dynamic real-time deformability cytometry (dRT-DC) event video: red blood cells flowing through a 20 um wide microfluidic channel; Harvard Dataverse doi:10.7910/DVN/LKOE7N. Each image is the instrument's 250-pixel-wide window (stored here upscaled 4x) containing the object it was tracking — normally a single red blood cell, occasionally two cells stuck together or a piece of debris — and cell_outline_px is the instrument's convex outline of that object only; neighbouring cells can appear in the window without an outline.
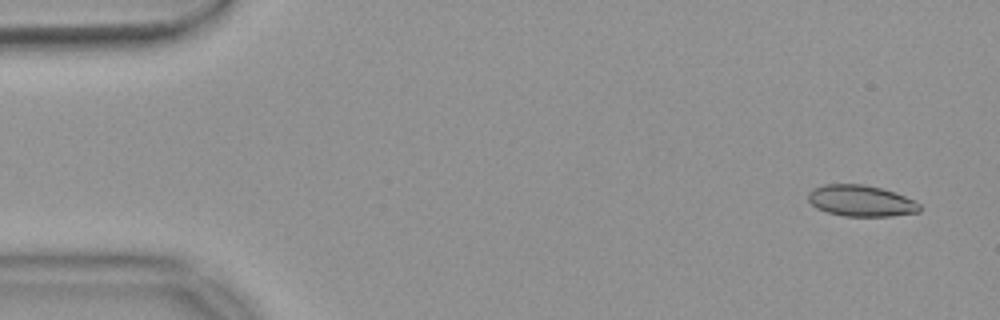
{"species": "common noctule bat (a hibernating species)", "species_latin": "Nyctalus noctula", "temperature_condition": "warm", "stored_images_in_passage": 53, "camera_frame_rate_fps": 3000, "um_per_image_px": 0.085, "animal": {"sex": "female", "body_mass_g": 18.4}, "frame": {"image": 1, "passage_image": 2, "time_ms": 0.333, "image_size_px": [1000, 320], "cell_outline_px": [[920, 212], [892, 216], [844, 216], [828, 212], [816, 208], [808, 200], [808, 192], [812, 188], [824, 184], [864, 184], [880, 188], [904, 196], [920, 204]], "centroid_in_image_um": [73.15, 17.07], "position_along_channel_um": 11.9, "area_um2": 20.23}}
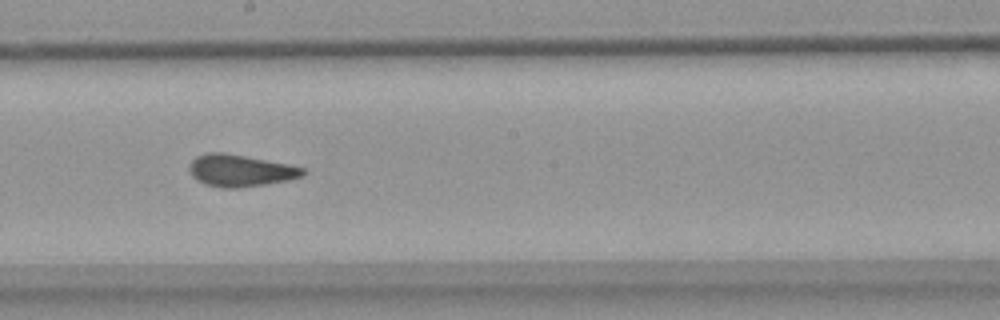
{"frame": {"image": 2, "passage_image": 29, "time_ms": 9.333, "image_size_px": [1000, 320], "cell_outline_px": [[308, 172], [304, 176], [288, 180], [264, 184], [236, 188], [220, 188], [204, 184], [196, 180], [188, 172], [188, 164], [196, 156], [208, 152], [224, 152], [288, 164], [304, 168]], "centroid_in_image_um": [20.39, 14.5], "position_along_channel_um": 227.8, "area_um2": 21.39}}
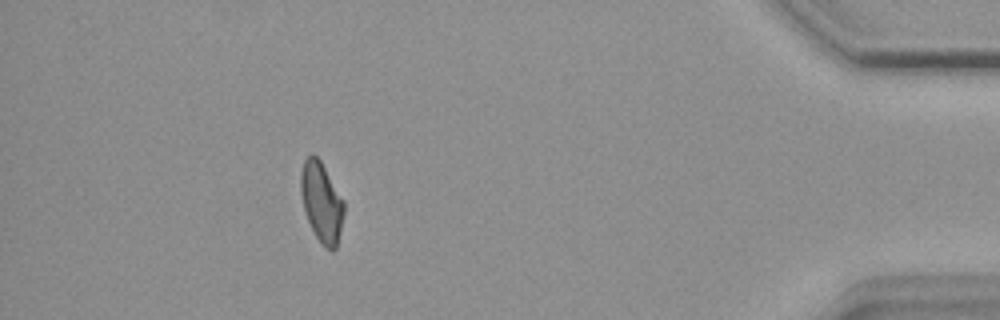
{"frame": {"image": 3, "passage_image": 48, "time_ms": 15.667, "image_size_px": [1000, 320], "cell_outline_px": [[344, 216], [336, 248], [332, 252], [324, 248], [320, 244], [308, 220], [304, 208], [300, 192], [300, 172], [304, 160], [312, 152], [320, 160], [344, 200]], "centroid_in_image_um": [27.33, 17.19], "position_along_channel_um": 407.9, "area_um2": 20.23}, "authors_computed_cell_mechanics": {"area_um2": 20.9236, "velocity_mm_per_s": 3.7062, "shape_relaxation_time_tau1_ms": null, "shape_relaxation_time_tau2_ms": 1.7285, "deformation_change_tau1": null, "deformation_change_tau2": 0.0671}}